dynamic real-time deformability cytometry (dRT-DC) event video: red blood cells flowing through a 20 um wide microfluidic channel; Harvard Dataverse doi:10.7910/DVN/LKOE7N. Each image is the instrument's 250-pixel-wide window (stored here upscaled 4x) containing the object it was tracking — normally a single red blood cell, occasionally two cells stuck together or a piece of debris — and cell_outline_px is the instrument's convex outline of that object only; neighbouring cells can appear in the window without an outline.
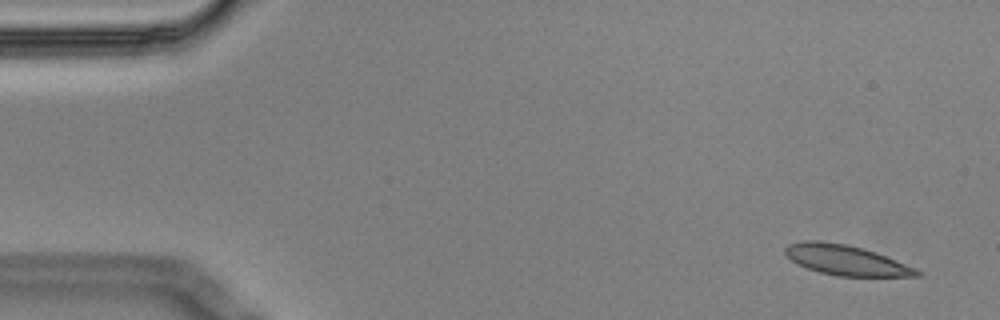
{"species": "Egyptian fruit bat (a non-hibernating species)", "species_latin": "Rousettus aegyptiacus", "temperature_condition": "cold", "stored_images_in_passage": 14, "camera_frame_rate_fps": 3000, "um_per_image_px": 0.085, "animal": {"sex": "male"}, "frame": {"image": 1, "passage_image": 1, "time_ms": 0.0, "image_size_px": [1000, 320], "cell_outline_px": [[924, 276], [836, 276], [820, 272], [808, 268], [792, 260], [784, 252], [784, 248], [788, 244], [804, 240], [820, 240], [844, 244], [864, 248], [876, 252], [916, 268], [924, 272]], "centroid_in_image_um": [71.95, 22.11], "position_along_channel_um": 13.1, "area_um2": 23.12}}
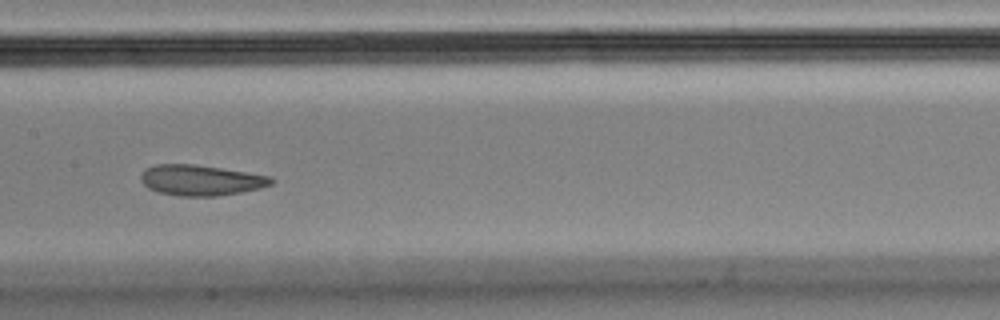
{"frame": {"image": 2, "passage_image": 7, "time_ms": 2.0, "image_size_px": [1000, 320], "cell_outline_px": [[276, 180], [272, 184], [260, 188], [240, 192], [216, 196], [180, 196], [156, 192], [148, 188], [140, 180], [140, 176], [148, 168], [156, 164], [196, 164], [272, 176]], "centroid_in_image_um": [17.09, 15.32], "position_along_channel_um": 190.3, "area_um2": 23.29}}
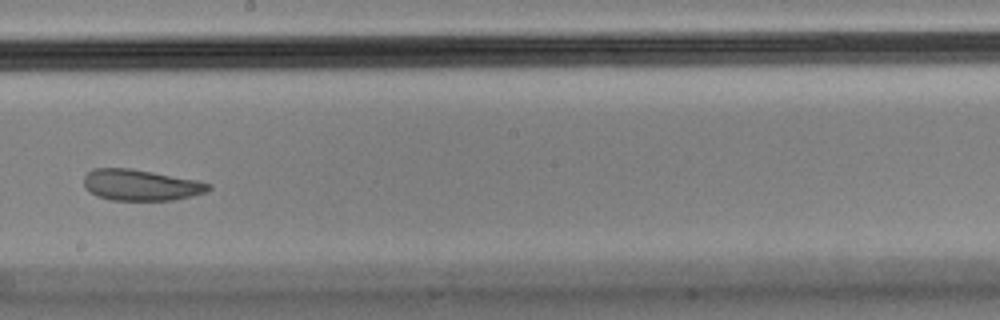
{"frame": {"image": 3, "passage_image": 8, "time_ms": 2.333, "image_size_px": [1000, 320], "cell_outline_px": [[212, 188], [204, 192], [192, 196], [176, 200], [112, 200], [96, 196], [84, 188], [84, 176], [92, 168], [132, 168], [196, 180], [212, 184]], "centroid_in_image_um": [11.95, 15.73], "position_along_channel_um": 236.3, "area_um2": 22.72}}